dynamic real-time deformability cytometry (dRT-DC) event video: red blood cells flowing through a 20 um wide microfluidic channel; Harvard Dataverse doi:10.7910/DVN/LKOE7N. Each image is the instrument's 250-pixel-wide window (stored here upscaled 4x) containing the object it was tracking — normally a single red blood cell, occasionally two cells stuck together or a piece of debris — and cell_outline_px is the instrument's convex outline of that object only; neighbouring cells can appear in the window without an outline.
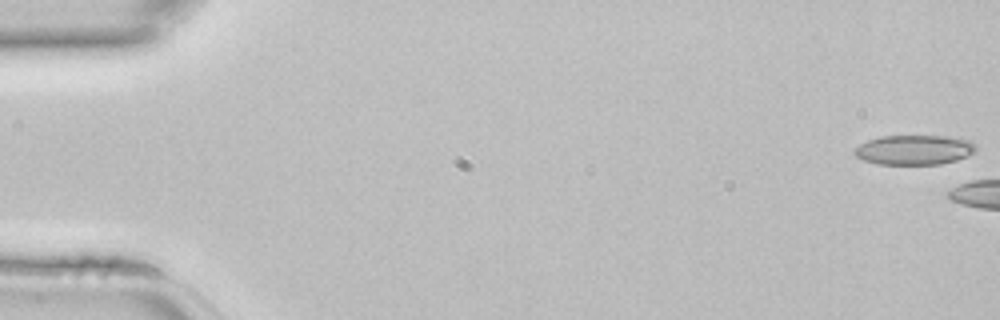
{"species": "common noctule bat (a hibernating species)", "species_latin": "Nyctalus noctula", "temperature_condition": "room temperature", "stored_images_in_passage": 5, "camera_frame_rate_fps": 3000, "um_per_image_px": 0.085, "animal": {"sex": "female", "body_mass_g": 22.7, "forearm_length_mm": 54.2}, "frame": {"image": 1, "passage_image": 1, "time_ms": 0.0, "image_size_px": [1000, 320], "cell_outline_px": [[976, 148], [972, 152], [956, 160], [940, 164], [876, 164], [864, 160], [856, 156], [852, 152], [852, 148], [868, 140], [880, 136], [948, 136], [972, 140]], "centroid_in_image_um": [77.65, 12.73], "position_along_channel_um": 7.3, "area_um2": 21.04}}